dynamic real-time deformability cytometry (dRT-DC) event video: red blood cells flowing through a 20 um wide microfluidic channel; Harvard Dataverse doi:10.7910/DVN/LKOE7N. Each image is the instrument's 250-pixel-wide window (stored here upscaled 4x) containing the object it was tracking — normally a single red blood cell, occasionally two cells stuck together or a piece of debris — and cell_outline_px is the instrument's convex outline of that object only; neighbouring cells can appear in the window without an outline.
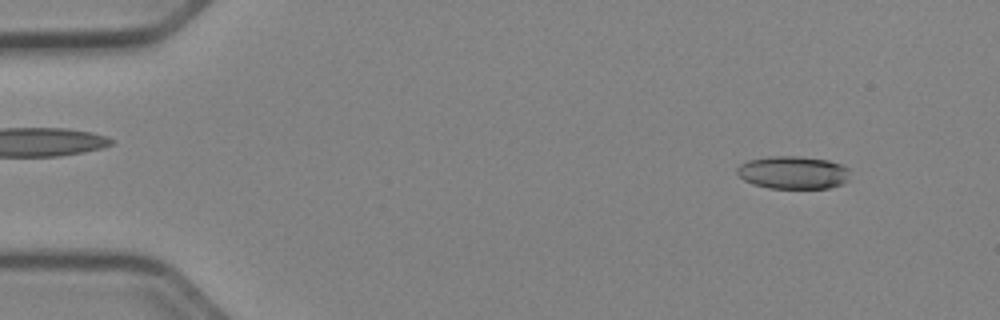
{"species": "Egyptian fruit bat (a non-hibernating species)", "species_latin": "Rousettus aegyptiacus", "temperature_condition": "cold", "stored_images_in_passage": 51, "camera_frame_rate_fps": 3000, "um_per_image_px": 0.085, "animal": {"sex": "female"}, "frame": {"image": 1, "passage_image": 5, "time_ms": 1.333, "image_size_px": [1000, 320], "cell_outline_px": [[848, 180], [840, 184], [828, 188], [768, 188], [752, 184], [744, 180], [736, 172], [736, 168], [740, 164], [748, 160], [768, 156], [804, 156], [828, 160], [840, 164], [848, 168]], "centroid_in_image_um": [67.38, 14.65], "position_along_channel_um": 17.6, "area_um2": 21.73}}
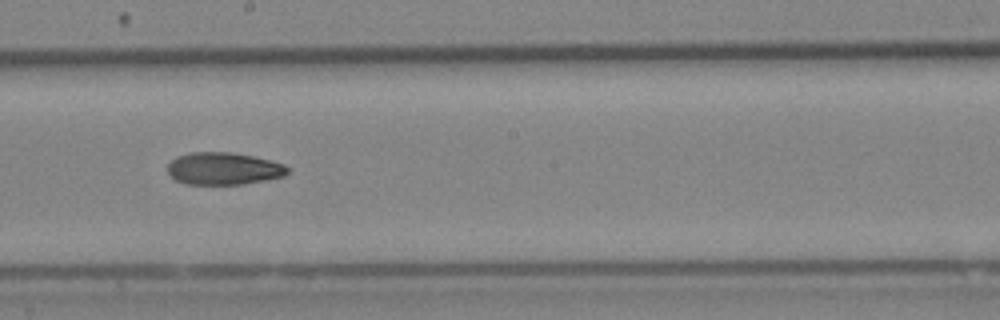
{"frame": {"image": 2, "passage_image": 29, "time_ms": 9.333, "image_size_px": [1000, 320], "cell_outline_px": [[288, 172], [284, 176], [244, 184], [184, 184], [176, 180], [168, 172], [168, 164], [176, 156], [192, 152], [232, 152], [252, 156], [284, 164], [288, 168]], "centroid_in_image_um": [18.98, 14.33], "position_along_channel_um": 229.2, "area_um2": 22.48}}
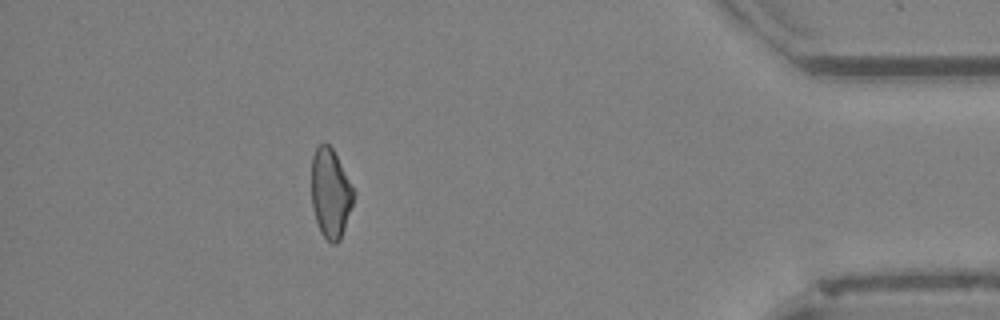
{"frame": {"image": 3, "passage_image": 46, "time_ms": 15.0, "image_size_px": [1000, 320], "cell_outline_px": [[356, 192], [340, 240], [336, 244], [332, 244], [320, 232], [312, 208], [312, 156], [316, 148], [320, 144], [328, 144], [332, 148]], "centroid_in_image_um": [28.09, 16.43], "position_along_channel_um": 407.1, "area_um2": 21.73}, "authors_computed_cell_mechanics": {"area_um2": 22.7732, "velocity_mm_per_s": 3.9904, "shape_relaxation_time_tau1_ms": 9.6575, "shape_relaxation_time_tau2_ms": 7.6632, "deformation_change_tau1": 0.1972, "deformation_change_tau2": 0.1639}}